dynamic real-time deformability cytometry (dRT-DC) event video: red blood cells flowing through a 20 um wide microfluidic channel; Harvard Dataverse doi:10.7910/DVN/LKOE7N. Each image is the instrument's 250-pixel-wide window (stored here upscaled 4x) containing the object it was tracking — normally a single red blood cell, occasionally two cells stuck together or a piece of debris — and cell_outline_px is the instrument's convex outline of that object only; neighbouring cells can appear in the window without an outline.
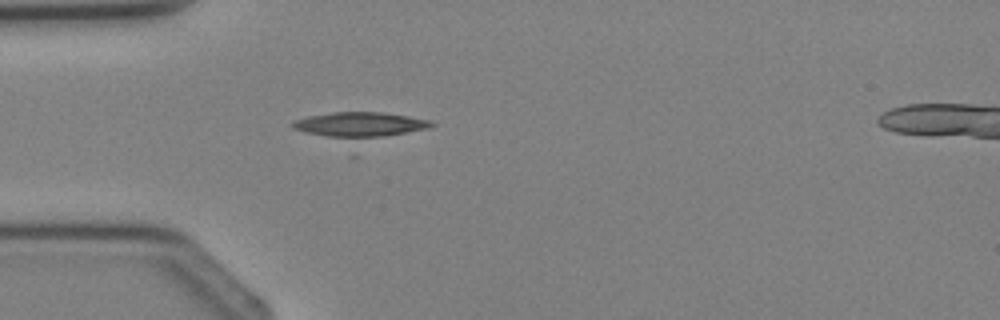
{"species": "Egyptian fruit bat (a non-hibernating species)", "species_latin": "Rousettus aegyptiacus", "temperature_condition": "cold", "stored_images_in_passage": 4, "camera_frame_rate_fps": 3000, "um_per_image_px": 0.085, "animal": {"sex": "female"}, "frame": {"image": 1, "passage_image": 3, "time_ms": 2.333, "image_size_px": [1000, 320], "cell_outline_px": [[436, 124], [428, 128], [384, 136], [356, 140], [352, 140], [304, 132], [292, 128], [292, 124], [296, 120], [308, 116], [332, 112], [380, 112], [408, 116], [432, 120]], "centroid_in_image_um": [30.6, 10.6], "position_along_channel_um": 54.4, "area_um2": 20.23}}